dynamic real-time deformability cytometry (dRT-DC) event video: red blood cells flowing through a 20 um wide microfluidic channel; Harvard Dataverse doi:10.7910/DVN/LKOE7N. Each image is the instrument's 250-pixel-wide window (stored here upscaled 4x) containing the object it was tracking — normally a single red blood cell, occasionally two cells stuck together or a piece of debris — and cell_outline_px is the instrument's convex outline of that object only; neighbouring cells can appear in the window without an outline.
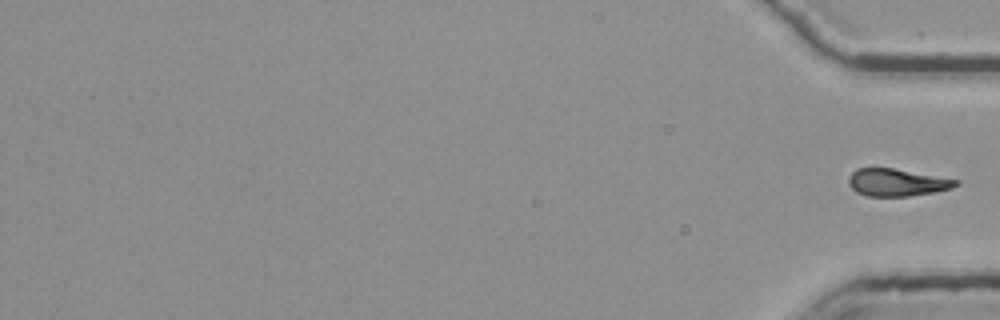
{"species": "common noctule bat (a hibernating species)", "species_latin": "Nyctalus noctula", "temperature_condition": "room temperature", "stored_images_in_passage": 54, "segment_of_instrument_passage": [2, 2], "camera_frame_rate_fps": 3000, "um_per_image_px": 0.085, "animal": {"sex": "female", "body_mass_g": 25.1}, "frame": {"image": 1, "passage_image": 54, "time_ms": 17.667, "image_size_px": [1000, 320], "cell_outline_px": [[960, 184], [952, 188], [932, 192], [908, 196], [868, 196], [856, 192], [848, 184], [848, 176], [856, 168], [892, 168], [960, 180]], "centroid_in_image_um": [76.22, 15.5], "position_along_channel_um": 359.0, "area_um2": 17.05}}